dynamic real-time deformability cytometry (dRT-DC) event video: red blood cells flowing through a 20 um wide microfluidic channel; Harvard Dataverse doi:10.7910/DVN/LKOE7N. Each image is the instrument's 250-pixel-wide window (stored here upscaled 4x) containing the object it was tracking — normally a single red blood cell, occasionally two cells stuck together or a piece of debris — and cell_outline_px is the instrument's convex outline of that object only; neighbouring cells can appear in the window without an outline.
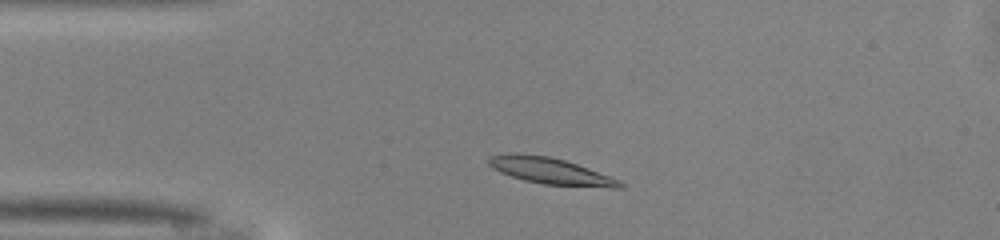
{"species": "common noctule bat (a hibernating species)", "species_latin": "Nyctalus noctula", "temperature_condition": "warm", "stored_images_in_passage": 42, "camera_frame_rate_fps": 3000, "um_per_image_px": 0.085, "animal": {"sex": "male", "body_mass_g": 13.0, "forearm_length_mm": 53.1}, "frame": {"image": 1, "passage_image": 4, "time_ms": 1.0, "image_size_px": [1000, 240], "cell_outline_px": [[624, 188], [612, 188], [544, 184], [524, 180], [500, 172], [492, 168], [488, 164], [488, 156], [508, 152], [516, 152], [548, 156], [564, 160], [588, 168], [620, 180], [624, 184]], "centroid_in_image_um": [46.76, 14.52], "position_along_channel_um": 38.2, "area_um2": 20.29}}
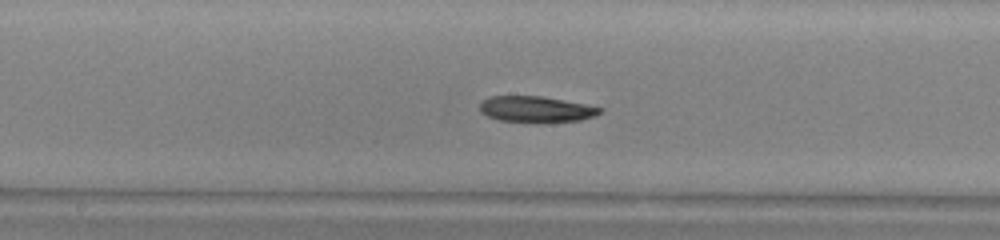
{"frame": {"image": 2, "passage_image": 18, "time_ms": 5.667, "image_size_px": [1000, 240], "cell_outline_px": [[604, 108], [596, 116], [580, 120], [544, 124], [500, 120], [488, 116], [480, 112], [480, 104], [488, 96], [544, 96]], "centroid_in_image_um": [45.59, 9.31], "position_along_channel_um": 202.6, "area_um2": 18.61}}
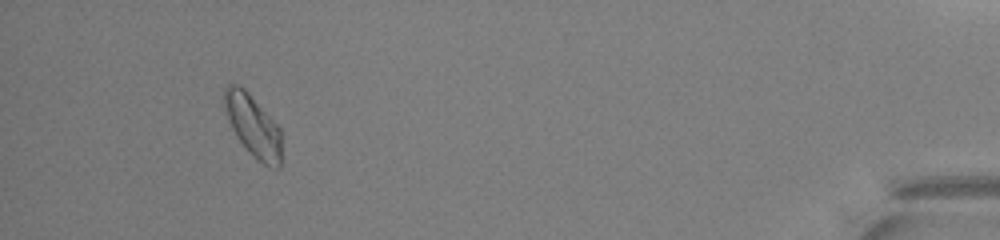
{"frame": {"image": 3, "passage_image": 39, "time_ms": 12.667, "image_size_px": [1000, 240], "cell_outline_px": [[280, 168], [268, 168], [256, 160], [244, 148], [236, 136], [228, 120], [224, 108], [224, 88], [228, 84], [240, 84], [248, 92], [280, 128]], "centroid_in_image_um": [21.48, 10.71], "position_along_channel_um": 413.7, "area_um2": 20.75}, "authors_computed_cell_mechanics": {"area_um2": 19.1896, "velocity_mm_per_s": 4.0853, "shape_relaxation_time_tau1_ms": 4.7428, "shape_relaxation_time_tau2_ms": 7.5358, "deformation_change_tau1": 0.1192, "deformation_change_tau2": 0.1161}}